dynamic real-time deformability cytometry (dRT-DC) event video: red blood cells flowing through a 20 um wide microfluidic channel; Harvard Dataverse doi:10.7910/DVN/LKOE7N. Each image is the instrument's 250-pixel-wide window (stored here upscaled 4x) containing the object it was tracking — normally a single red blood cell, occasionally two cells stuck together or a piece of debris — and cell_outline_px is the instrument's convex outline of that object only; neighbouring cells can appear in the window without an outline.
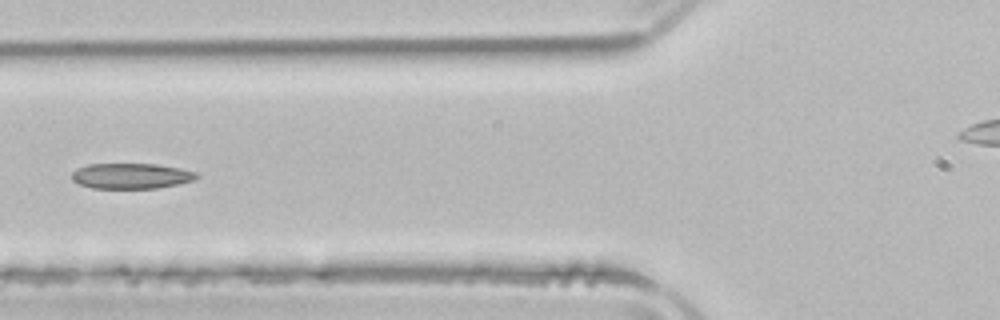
{"species": "common noctule bat (a hibernating species)", "species_latin": "Nyctalus noctula", "temperature_condition": "room temperature", "stored_images_in_passage": 7, "camera_frame_rate_fps": 3000, "um_per_image_px": 0.085, "animal": {"sex": "male", "body_mass_g": 21.5, "forearm_length_mm": 52.0}, "frame": {"image": 1, "passage_image": 6, "time_ms": 6.667, "image_size_px": [1000, 320], "cell_outline_px": [[200, 176], [192, 180], [176, 184], [156, 188], [92, 188], [80, 184], [72, 180], [72, 172], [76, 168], [88, 164], [156, 164], [180, 168], [196, 172]], "centroid_in_image_um": [11.12, 14.95], "position_along_channel_um": 114.7, "area_um2": 18.44}}